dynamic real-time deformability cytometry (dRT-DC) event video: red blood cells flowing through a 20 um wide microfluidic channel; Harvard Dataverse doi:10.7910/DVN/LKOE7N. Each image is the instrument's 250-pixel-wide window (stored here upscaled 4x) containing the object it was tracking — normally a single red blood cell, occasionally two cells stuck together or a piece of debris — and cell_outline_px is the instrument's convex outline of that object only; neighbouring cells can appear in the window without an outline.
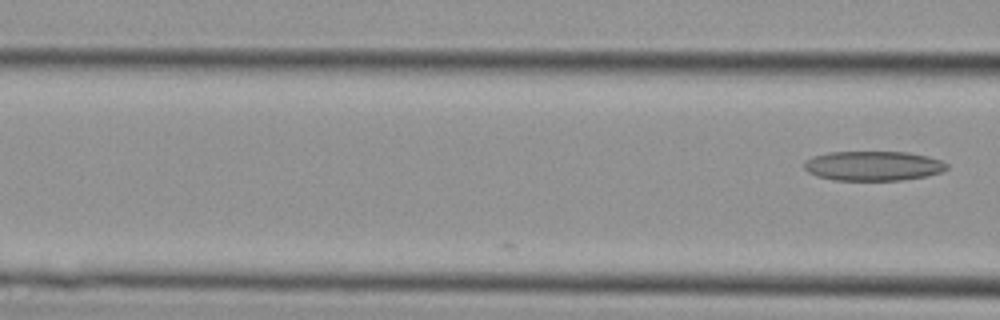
{"species": "Egyptian fruit bat (a non-hibernating species)", "species_latin": "Rousettus aegyptiacus", "temperature_condition": "cold", "stored_images_in_passage": 5, "camera_frame_rate_fps": 3000, "um_per_image_px": 0.085, "animal": {"sex": "female"}, "frame": {"image": 1, "passage_image": 5, "time_ms": 1.333, "image_size_px": [1000, 320], "cell_outline_px": [[948, 168], [940, 172], [924, 176], [900, 180], [832, 180], [816, 176], [808, 172], [804, 168], [804, 160], [812, 156], [828, 152], [908, 152], [928, 156], [940, 160], [948, 164]], "centroid_in_image_um": [74.17, 14.09], "position_along_channel_um": 92.4, "area_um2": 24.68}}